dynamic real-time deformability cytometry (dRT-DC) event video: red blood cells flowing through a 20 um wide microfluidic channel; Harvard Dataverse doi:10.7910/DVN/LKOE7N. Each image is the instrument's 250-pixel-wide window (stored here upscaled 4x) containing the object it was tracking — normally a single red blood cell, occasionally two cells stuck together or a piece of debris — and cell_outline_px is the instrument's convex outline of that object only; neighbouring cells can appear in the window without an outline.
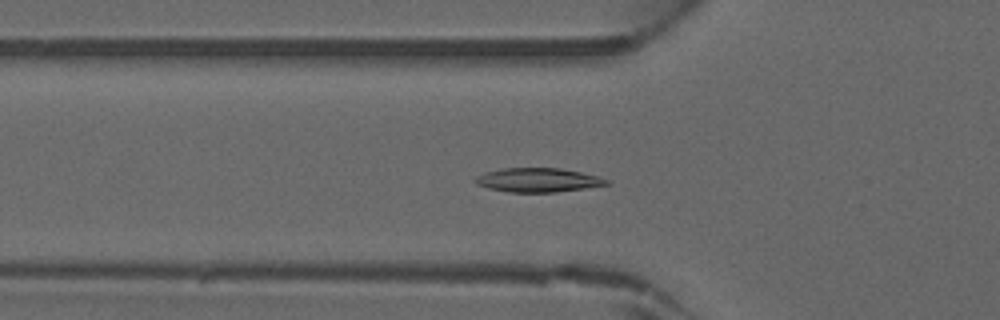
{"species": "common noctule bat (a hibernating species)", "species_latin": "Nyctalus noctula", "temperature_condition": "warm", "stored_images_in_passage": 46, "camera_frame_rate_fps": 3000, "um_per_image_px": 0.085, "animal": {"sex": "male", "forearm_length_mm": 52.5}, "frame": {"image": 1, "passage_image": 16, "time_ms": 5.0, "image_size_px": [1000, 320], "cell_outline_px": [[612, 184], [556, 192], [508, 192], [488, 188], [476, 184], [476, 176], [484, 172], [504, 168], [560, 168], [600, 176], [612, 180]], "centroid_in_image_um": [45.79, 15.3], "position_along_channel_um": 80.0, "area_um2": 18.5}}
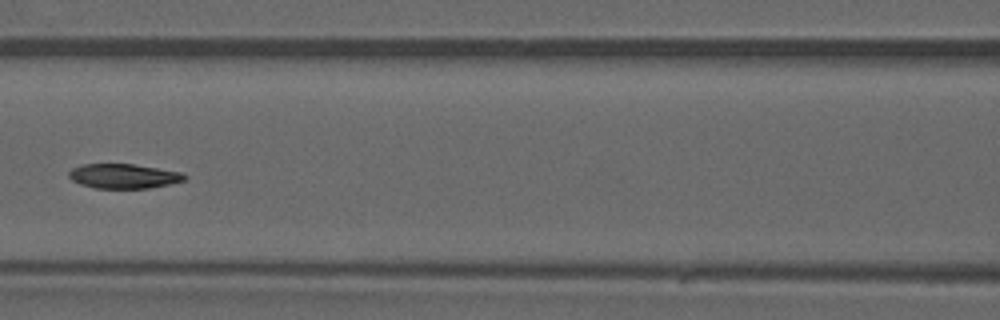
{"frame": {"image": 2, "passage_image": 21, "time_ms": 6.667, "image_size_px": [1000, 320], "cell_outline_px": [[188, 176], [184, 180], [168, 184], [148, 188], [96, 188], [80, 184], [72, 180], [68, 176], [68, 172], [72, 168], [80, 164], [132, 164], [180, 172]], "centroid_in_image_um": [10.46, 14.96], "position_along_channel_um": 156.1, "area_um2": 16.42}}
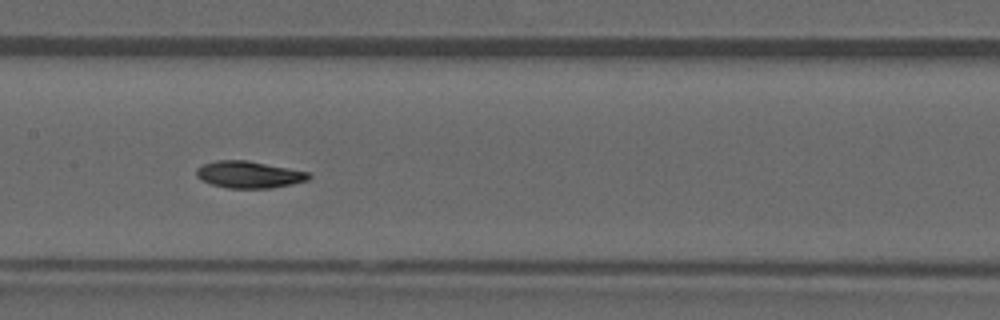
{"frame": {"image": 3, "passage_image": 23, "time_ms": 7.333, "image_size_px": [1000, 320], "cell_outline_px": [[312, 176], [308, 180], [292, 184], [272, 188], [228, 188], [212, 184], [200, 180], [196, 176], [196, 168], [204, 164], [216, 160], [248, 160], [308, 172]], "centroid_in_image_um": [21.15, 14.84], "position_along_channel_um": 186.3, "area_um2": 17.63}}